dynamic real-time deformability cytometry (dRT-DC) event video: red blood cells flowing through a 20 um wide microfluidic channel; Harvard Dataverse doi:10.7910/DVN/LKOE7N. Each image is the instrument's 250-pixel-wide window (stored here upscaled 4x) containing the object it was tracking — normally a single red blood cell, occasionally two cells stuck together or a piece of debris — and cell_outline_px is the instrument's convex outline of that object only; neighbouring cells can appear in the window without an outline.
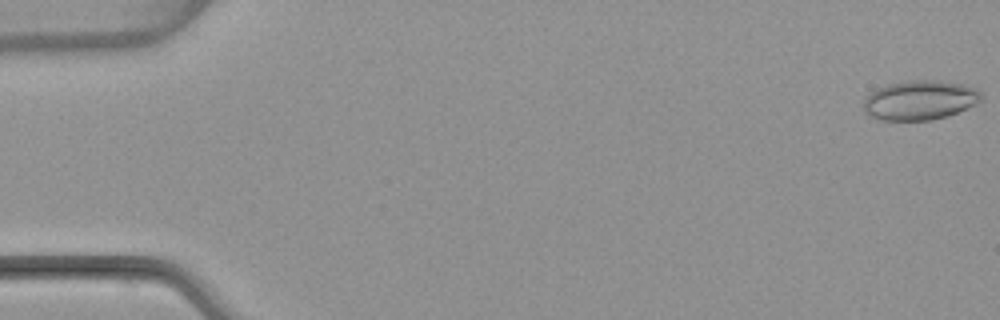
{"species": "common noctule bat (a hibernating species)", "species_latin": "Nyctalus noctula", "temperature_condition": "warm", "stored_images_in_passage": 4, "camera_frame_rate_fps": 3000, "um_per_image_px": 0.085, "animal": {"sex": "female", "body_mass_g": 22.7, "forearm_length_mm": 54.2}, "frame": {"image": 1, "passage_image": 1, "time_ms": 0.0, "image_size_px": [1000, 320], "cell_outline_px": [[980, 100], [976, 104], [948, 116], [932, 120], [880, 120], [864, 112], [864, 100], [876, 88], [888, 84], [908, 80], [940, 80], [964, 84], [976, 88], [980, 92]], "centroid_in_image_um": [78.19, 8.51], "position_along_channel_um": 6.8, "area_um2": 27.11}}